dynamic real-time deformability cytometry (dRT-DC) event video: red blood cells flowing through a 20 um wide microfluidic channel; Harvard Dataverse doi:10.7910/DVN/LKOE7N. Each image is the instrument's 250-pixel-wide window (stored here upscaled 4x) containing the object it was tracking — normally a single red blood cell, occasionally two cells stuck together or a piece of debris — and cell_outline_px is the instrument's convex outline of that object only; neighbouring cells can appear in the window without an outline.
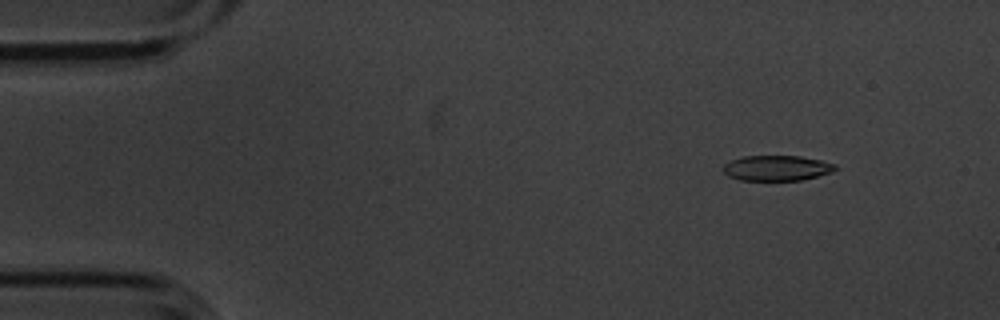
{"species": "common noctule bat (a hibernating species)", "species_latin": "Nyctalus noctula", "temperature_condition": "cold", "stored_images_in_passage": 6, "camera_frame_rate_fps": 3000, "um_per_image_px": 0.085, "animal": {"sex": "male", "body_mass_g": 20.1, "forearm_length_mm": 53.5}, "frame": {"image": 1, "passage_image": 2, "time_ms": 0.333, "image_size_px": [1000, 320], "cell_outline_px": [[840, 168], [832, 172], [800, 180], [740, 180], [728, 176], [720, 168], [724, 164], [732, 160], [744, 156], [800, 156], [820, 160], [836, 164]], "centroid_in_image_um": [66.02, 14.28], "position_along_channel_um": 19.0, "area_um2": 16.59}}